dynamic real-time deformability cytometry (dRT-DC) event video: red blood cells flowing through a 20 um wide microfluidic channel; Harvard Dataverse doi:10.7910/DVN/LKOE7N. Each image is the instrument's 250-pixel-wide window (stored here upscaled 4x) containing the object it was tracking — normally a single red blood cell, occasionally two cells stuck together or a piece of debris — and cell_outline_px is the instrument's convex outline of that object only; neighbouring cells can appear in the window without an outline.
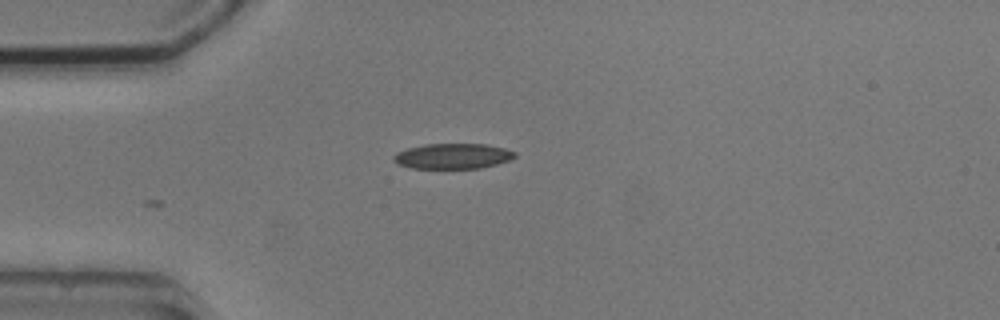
{"species": "common noctule bat (a hibernating species)", "species_latin": "Nyctalus noctula", "temperature_condition": "cold", "stored_images_in_passage": 9, "camera_frame_rate_fps": 3000, "um_per_image_px": 0.085, "animal": {"sex": "male", "body_mass_g": 20.5, "forearm_length_mm": 52.5}, "frame": {"image": 1, "passage_image": 3, "time_ms": 2.333, "image_size_px": [1000, 320], "cell_outline_px": [[516, 156], [508, 160], [496, 164], [480, 168], [412, 168], [396, 164], [392, 160], [392, 156], [396, 152], [408, 148], [424, 144], [488, 144], [504, 148], [516, 152]], "centroid_in_image_um": [38.45, 13.27], "position_along_channel_um": 46.6, "area_um2": 17.98}}